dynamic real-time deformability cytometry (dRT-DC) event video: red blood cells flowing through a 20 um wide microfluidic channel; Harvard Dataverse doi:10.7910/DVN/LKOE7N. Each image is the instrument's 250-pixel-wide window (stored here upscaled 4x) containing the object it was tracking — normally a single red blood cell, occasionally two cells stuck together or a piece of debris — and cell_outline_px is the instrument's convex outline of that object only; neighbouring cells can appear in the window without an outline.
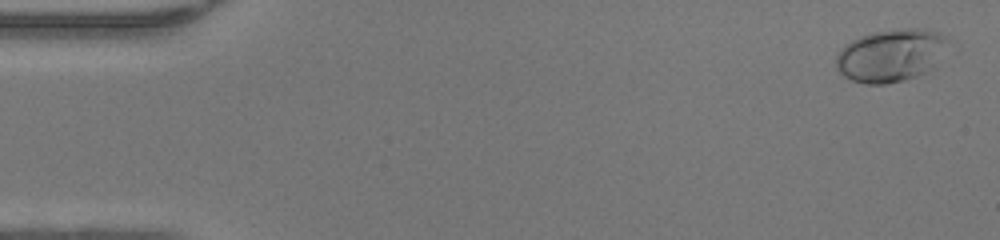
{"species": "human", "species_latin": "Homo sapiens", "temperature_condition": "warm", "stored_images_in_passage": 49, "camera_frame_rate_fps": 3000, "um_per_image_px": 0.085, "donor": {"sex": "female"}, "frame": {"image": 1, "passage_image": 2, "time_ms": 0.333, "image_size_px": [1000, 240], "cell_outline_px": [[948, 44], [932, 68], [916, 76], [904, 80], [884, 84], [864, 84], [852, 80], [844, 76], [836, 68], [836, 56], [840, 48], [844, 44], [852, 40], [872, 32], [904, 28], [924, 28], [940, 32], [948, 36]], "centroid_in_image_um": [75.71, 4.69], "position_along_channel_um": 9.3, "area_um2": 34.45}}
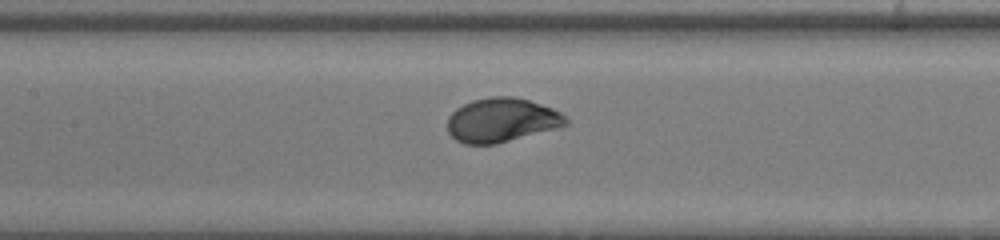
{"frame": {"image": 2, "passage_image": 23, "time_ms": 7.333, "image_size_px": [1000, 240], "cell_outline_px": [[568, 124], [556, 128], [496, 144], [464, 144], [456, 140], [448, 132], [448, 116], [456, 108], [472, 100], [488, 96], [512, 96], [528, 100], [552, 108], [560, 112], [568, 120]], "centroid_in_image_um": [42.61, 10.2], "position_along_channel_um": 164.8, "area_um2": 30.35}}
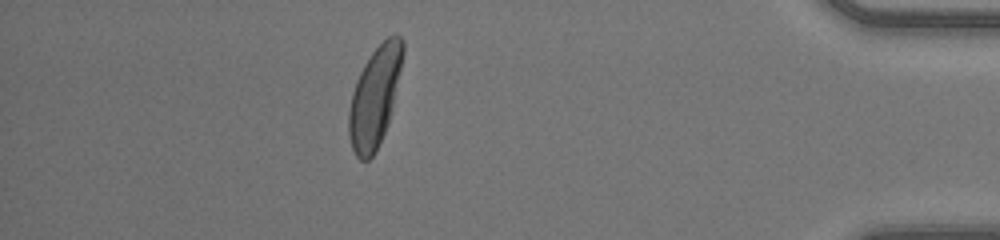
{"frame": {"image": 3, "passage_image": 43, "time_ms": 14.0, "image_size_px": [1000, 240], "cell_outline_px": [[404, 52], [388, 124], [372, 156], [368, 160], [360, 160], [356, 156], [352, 148], [348, 136], [348, 112], [352, 92], [356, 80], [364, 64], [372, 52], [388, 36], [396, 32], [404, 40]], "centroid_in_image_um": [31.84, 8.2], "position_along_channel_um": 403.4, "area_um2": 31.15}, "authors_computed_cell_mechanics": {"area_um2": 30.4606, "velocity_mm_per_s": 4.3054, "shape_relaxation_time_tau1_ms": 1.8268, "shape_relaxation_time_tau2_ms": null, "deformation_change_tau1": 0.1469, "deformation_change_tau2": null}}